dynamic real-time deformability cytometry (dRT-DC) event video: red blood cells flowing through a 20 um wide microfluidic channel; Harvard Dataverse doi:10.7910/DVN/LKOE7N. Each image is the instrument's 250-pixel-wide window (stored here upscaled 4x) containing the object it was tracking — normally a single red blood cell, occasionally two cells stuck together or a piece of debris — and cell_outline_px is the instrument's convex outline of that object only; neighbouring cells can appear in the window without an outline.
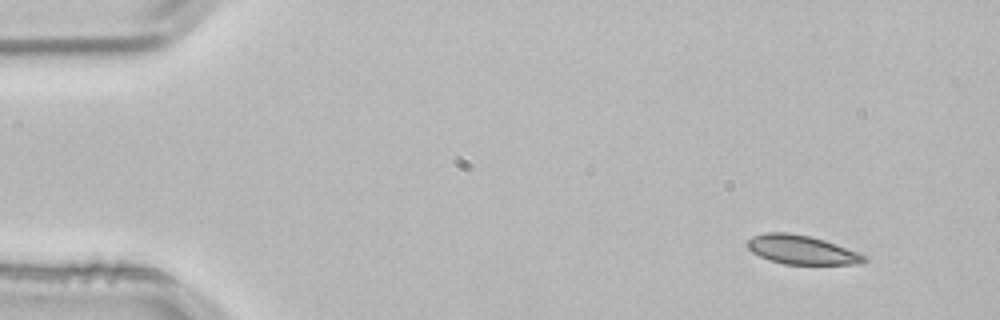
{"species": "common noctule bat (a hibernating species)", "species_latin": "Nyctalus noctula", "temperature_condition": "room temperature", "stored_images_in_passage": 3, "camera_frame_rate_fps": 3000, "um_per_image_px": 0.085, "animal": {"sex": "male", "body_mass_g": 21.5, "forearm_length_mm": 52.0}, "frame": {"image": 1, "passage_image": 1, "time_ms": 0.0, "image_size_px": [1000, 320], "cell_outline_px": [[868, 260], [856, 264], [784, 264], [768, 260], [752, 252], [748, 248], [748, 240], [752, 236], [764, 232], [788, 232], [812, 236], [836, 244], [868, 256]], "centroid_in_image_um": [68.13, 21.22], "position_along_channel_um": 16.9, "area_um2": 19.77}}
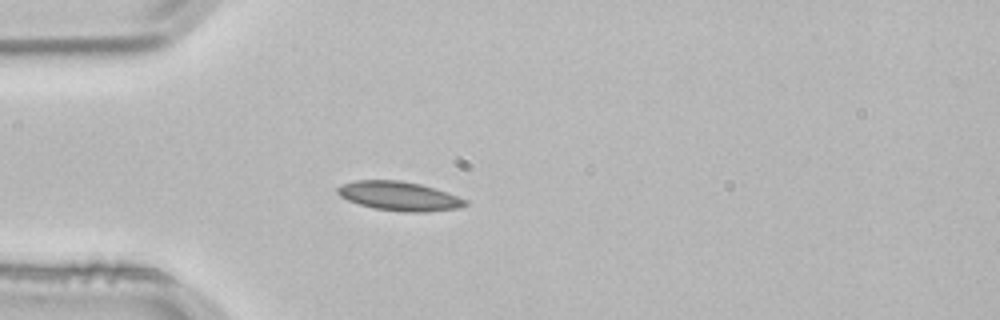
{"frame": {"image": 2, "passage_image": 3, "time_ms": 0.667, "image_size_px": [1000, 320], "cell_outline_px": [[468, 204], [456, 208], [424, 212], [404, 212], [372, 208], [348, 200], [340, 196], [336, 192], [336, 188], [340, 184], [356, 180], [400, 180], [420, 184], [468, 200]], "centroid_in_image_um": [33.86, 16.66], "position_along_channel_um": 51.1, "area_um2": 21.5}}